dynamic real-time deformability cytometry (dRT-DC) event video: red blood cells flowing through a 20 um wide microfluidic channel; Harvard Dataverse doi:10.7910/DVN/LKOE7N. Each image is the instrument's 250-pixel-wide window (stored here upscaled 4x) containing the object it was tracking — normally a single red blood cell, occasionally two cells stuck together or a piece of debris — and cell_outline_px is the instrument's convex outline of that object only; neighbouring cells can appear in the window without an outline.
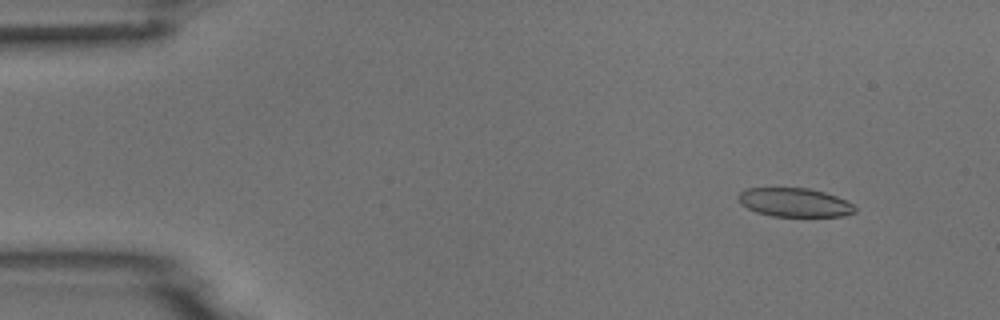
{"species": "common noctule bat (a hibernating species)", "species_latin": "Nyctalus noctula", "temperature_condition": "room temperature", "stored_images_in_passage": 4, "camera_frame_rate_fps": 3000, "um_per_image_px": 0.085, "animal": {"sex": "male", "body_mass_g": 18.8}, "frame": {"image": 1, "passage_image": 2, "time_ms": 1.333, "image_size_px": [1000, 320], "cell_outline_px": [[856, 212], [844, 216], [772, 216], [756, 212], [740, 204], [736, 200], [736, 196], [740, 192], [748, 188], [808, 188], [824, 192], [836, 196], [852, 204], [856, 208]], "centroid_in_image_um": [67.5, 17.21], "position_along_channel_um": 17.5, "area_um2": 19.59}}